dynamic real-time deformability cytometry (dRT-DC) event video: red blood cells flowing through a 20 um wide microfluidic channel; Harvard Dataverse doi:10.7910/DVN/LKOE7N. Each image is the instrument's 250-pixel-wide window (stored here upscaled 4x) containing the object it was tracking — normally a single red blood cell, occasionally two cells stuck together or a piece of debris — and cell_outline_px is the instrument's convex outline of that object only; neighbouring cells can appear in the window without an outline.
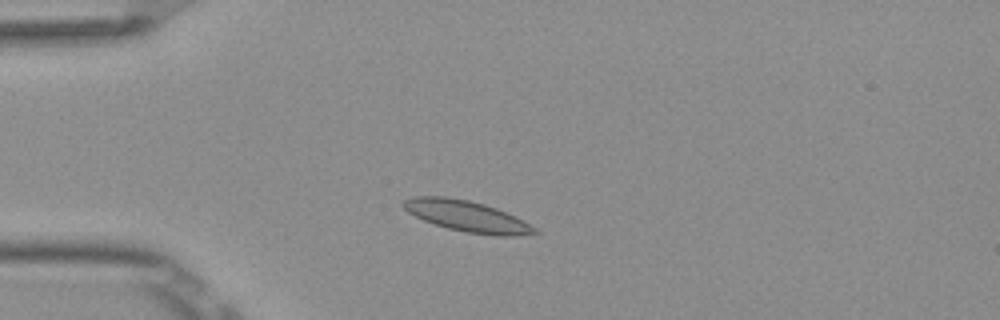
{"species": "Egyptian fruit bat (a non-hibernating species)", "species_latin": "Rousettus aegyptiacus", "temperature_condition": "room temperature", "stored_images_in_passage": 48, "camera_frame_rate_fps": 3000, "um_per_image_px": 0.085, "frame": {"image": 1, "passage_image": 9, "time_ms": 2.667, "image_size_px": [1000, 320], "cell_outline_px": [[540, 232], [516, 236], [500, 236], [464, 232], [448, 228], [424, 220], [408, 212], [404, 208], [404, 200], [416, 196], [448, 196], [468, 200], [484, 204], [496, 208], [516, 216], [536, 228]], "centroid_in_image_um": [39.72, 18.38], "position_along_channel_um": 45.3, "area_um2": 23.52}}
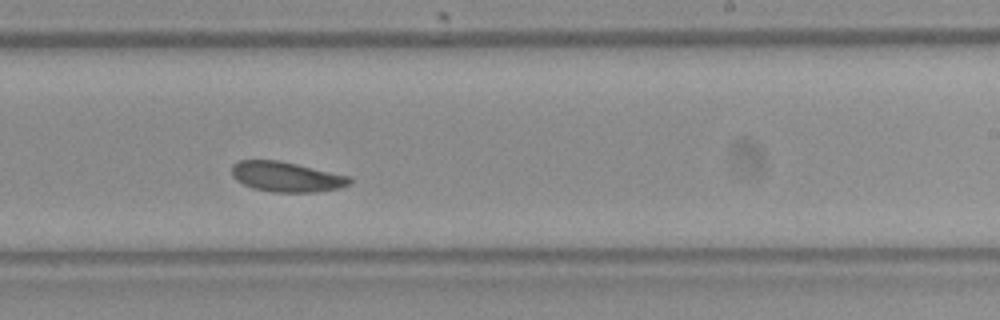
{"frame": {"image": 2, "passage_image": 28, "time_ms": 9.0, "image_size_px": [1000, 320], "cell_outline_px": [[352, 184], [340, 188], [316, 192], [272, 192], [252, 188], [236, 180], [232, 176], [232, 164], [240, 160], [280, 160], [352, 176]], "centroid_in_image_um": [24.39, 15.02], "position_along_channel_um": 264.6, "area_um2": 20.98}}
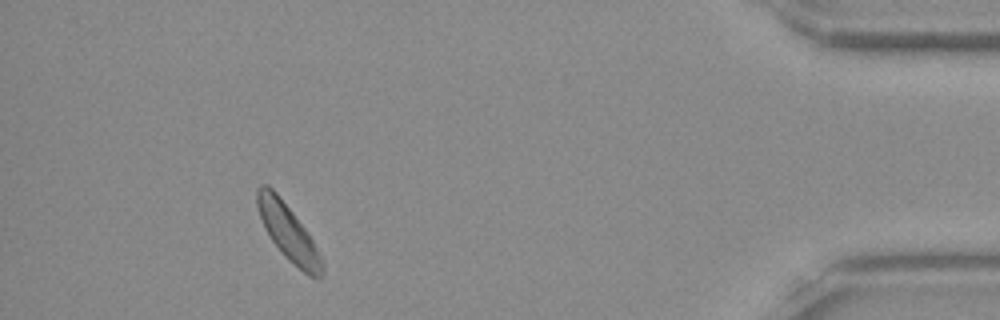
{"frame": {"image": 3, "passage_image": 44, "time_ms": 14.333, "image_size_px": [1000, 320], "cell_outline_px": [[324, 272], [320, 276], [308, 276], [288, 260], [284, 256], [272, 240], [264, 228], [256, 204], [256, 188], [260, 184], [268, 184], [276, 192], [292, 212], [304, 228], [312, 240], [320, 256], [324, 268]], "centroid_in_image_um": [24.45, 19.72], "position_along_channel_um": 410.7, "area_um2": 20.81}, "authors_computed_cell_mechanics": {"area_um2": 21.2415, "velocity_mm_per_s": 3.813, "shape_relaxation_time_tau1_ms": 2.8061, "shape_relaxation_time_tau2_ms": 4.5559, "deformation_change_tau1": 0.0588, "deformation_change_tau2": 0.0516}}